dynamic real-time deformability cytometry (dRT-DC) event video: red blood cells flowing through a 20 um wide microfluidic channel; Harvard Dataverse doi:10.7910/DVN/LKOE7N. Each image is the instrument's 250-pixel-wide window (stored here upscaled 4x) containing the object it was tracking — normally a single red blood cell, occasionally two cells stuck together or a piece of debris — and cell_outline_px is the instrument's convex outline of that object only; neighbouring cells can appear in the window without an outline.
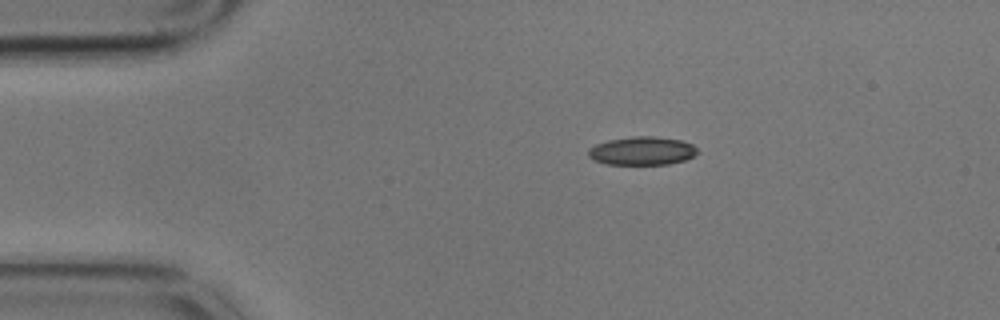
{"species": "common noctule bat (a hibernating species)", "species_latin": "Nyctalus noctula", "temperature_condition": "cold", "stored_images_in_passage": 6, "camera_frame_rate_fps": 3000, "um_per_image_px": 0.085, "animal": {"sex": "male", "body_mass_g": 17.9}, "frame": {"image": 1, "passage_image": 1, "time_ms": 0.0, "image_size_px": [1000, 320], "cell_outline_px": [[700, 152], [684, 160], [668, 164], [604, 164], [588, 156], [588, 148], [596, 144], [608, 140], [632, 136], [656, 136], [680, 140], [692, 144]], "centroid_in_image_um": [54.57, 12.81], "position_along_channel_um": 30.4, "area_um2": 18.03}}
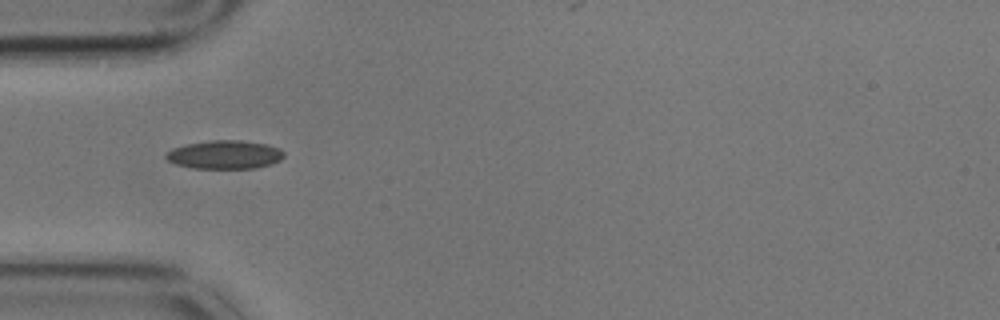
{"frame": {"image": 2, "passage_image": 3, "time_ms": 0.667, "image_size_px": [1000, 320], "cell_outline_px": [[284, 156], [280, 160], [272, 164], [256, 168], [192, 168], [176, 164], [168, 160], [164, 156], [172, 148], [188, 144], [212, 140], [240, 140], [268, 144], [280, 148], [284, 152]], "centroid_in_image_um": [19.14, 13.14], "position_along_channel_um": 65.9, "area_um2": 19.59}}
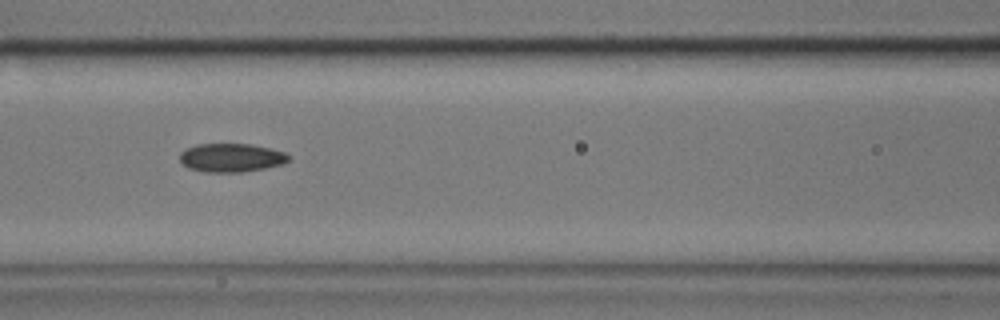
{"frame": {"image": 3, "passage_image": 5, "time_ms": 1.333, "image_size_px": [1000, 320], "cell_outline_px": [[292, 156], [284, 164], [244, 172], [204, 172], [188, 168], [180, 160], [180, 152], [184, 148], [196, 144], [252, 144], [284, 152]], "centroid_in_image_um": [19.64, 13.4], "position_along_channel_um": 147.0, "area_um2": 18.26}}